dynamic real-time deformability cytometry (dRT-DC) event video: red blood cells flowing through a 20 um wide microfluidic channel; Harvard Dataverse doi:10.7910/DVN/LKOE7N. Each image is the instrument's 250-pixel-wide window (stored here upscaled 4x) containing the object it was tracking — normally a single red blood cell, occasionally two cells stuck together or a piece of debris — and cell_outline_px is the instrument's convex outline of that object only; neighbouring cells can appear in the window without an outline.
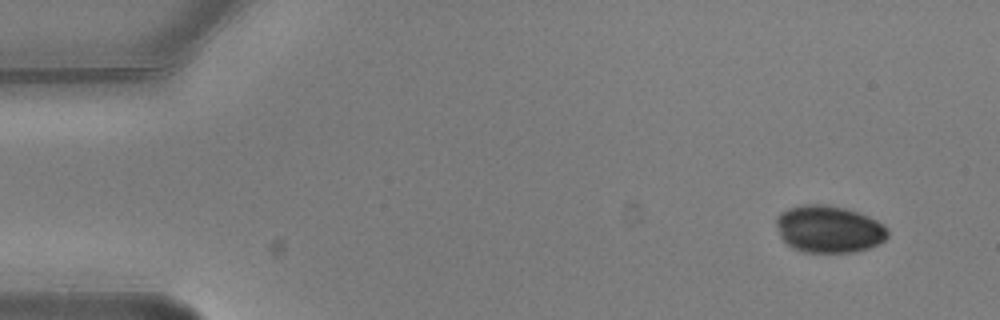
{"species": "common noctule bat (a hibernating species)", "species_latin": "Nyctalus noctula", "temperature_condition": "warm", "stored_images_in_passage": 4, "camera_frame_rate_fps": 3000, "um_per_image_px": 0.085, "animal": {"sex": "male", "body_mass_g": 20.5, "forearm_length_mm": 52.5}, "frame": {"image": 1, "passage_image": 1, "time_ms": 0.0, "image_size_px": [1000, 320], "cell_outline_px": [[888, 236], [880, 244], [868, 248], [852, 252], [804, 252], [792, 248], [780, 236], [776, 224], [776, 216], [780, 212], [788, 208], [804, 204], [828, 204], [860, 212], [884, 224], [888, 228]], "centroid_in_image_um": [70.46, 19.46], "position_along_channel_um": 14.5, "area_um2": 30.87}}